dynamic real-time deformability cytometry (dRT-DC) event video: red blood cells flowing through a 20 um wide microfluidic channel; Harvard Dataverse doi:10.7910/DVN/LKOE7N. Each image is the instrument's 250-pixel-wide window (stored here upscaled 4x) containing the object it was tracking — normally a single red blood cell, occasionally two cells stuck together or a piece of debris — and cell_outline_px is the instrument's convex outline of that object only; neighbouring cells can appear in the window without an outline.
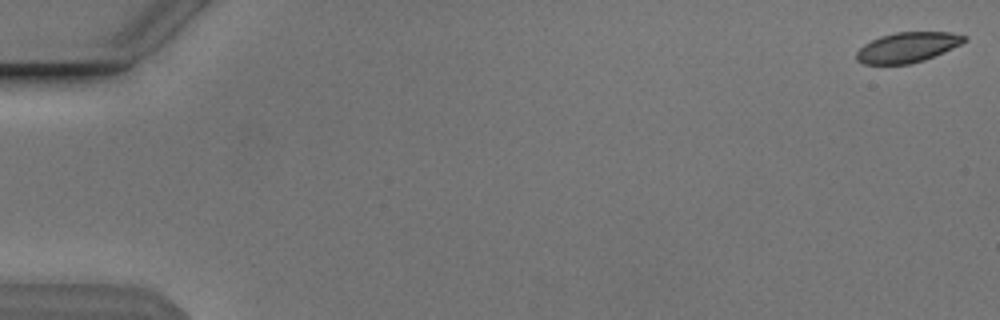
{"species": "Egyptian fruit bat (a non-hibernating species)", "species_latin": "Rousettus aegyptiacus", "temperature_condition": "cold", "stored_images_in_passage": 52, "camera_frame_rate_fps": 3000, "um_per_image_px": 0.085, "animal": {"sex": "male"}, "frame": {"image": 1, "passage_image": 1, "time_ms": 0.0, "image_size_px": [1000, 320], "cell_outline_px": [[968, 40], [944, 52], [924, 60], [908, 64], [864, 64], [856, 60], [856, 52], [864, 44], [880, 36], [896, 32], [948, 32], [968, 36]], "centroid_in_image_um": [77.13, 4.02], "position_along_channel_um": 7.9, "area_um2": 18.9}}
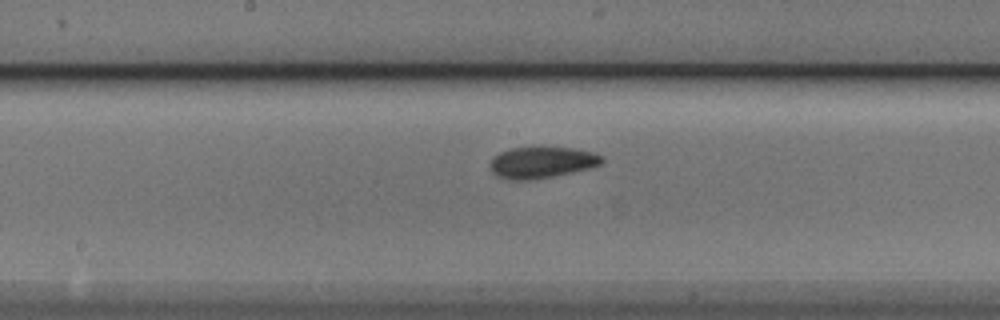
{"frame": {"image": 2, "passage_image": 29, "time_ms": 9.333, "image_size_px": [1000, 320], "cell_outline_px": [[604, 160], [600, 164], [592, 168], [532, 180], [512, 180], [496, 176], [492, 172], [488, 164], [492, 156], [500, 152], [512, 148], [572, 148], [592, 152], [604, 156]], "centroid_in_image_um": [46.02, 13.82], "position_along_channel_um": 202.2, "area_um2": 20.46}}
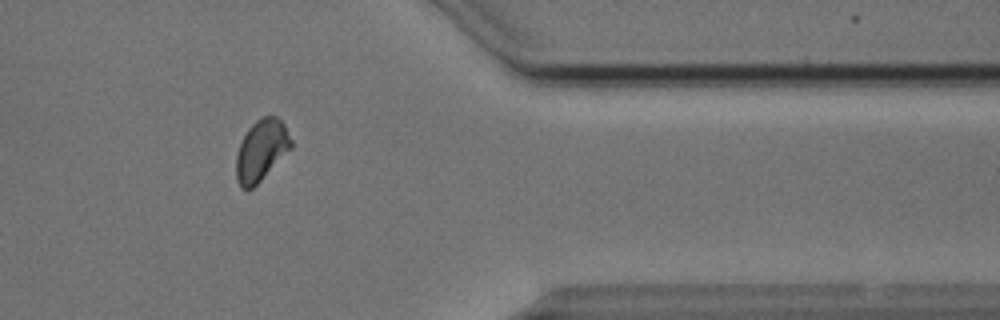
{"frame": {"image": 3, "passage_image": 45, "time_ms": 14.667, "image_size_px": [1000, 320], "cell_outline_px": [[292, 148], [252, 188], [240, 188], [236, 180], [236, 156], [240, 144], [248, 128], [256, 120], [264, 116], [276, 116], [284, 124], [292, 140]], "centroid_in_image_um": [22.21, 12.77], "position_along_channel_um": 389.2, "area_um2": 19.36}}